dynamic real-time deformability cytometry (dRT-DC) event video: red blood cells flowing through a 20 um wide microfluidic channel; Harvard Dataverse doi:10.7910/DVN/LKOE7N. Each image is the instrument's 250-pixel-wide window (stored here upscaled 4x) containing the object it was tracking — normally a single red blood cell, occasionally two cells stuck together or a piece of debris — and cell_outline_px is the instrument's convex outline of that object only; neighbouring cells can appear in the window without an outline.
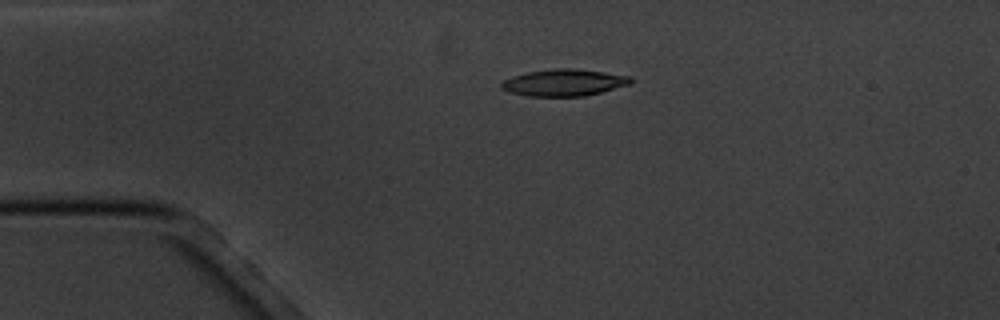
{"species": "common noctule bat (a hibernating species)", "species_latin": "Nyctalus noctula", "temperature_condition": "cold", "stored_images_in_passage": 3, "camera_frame_rate_fps": 3000, "um_per_image_px": 0.085, "animal": {"sex": "male", "body_mass_g": 20.1, "forearm_length_mm": 53.5}, "frame": {"image": 1, "passage_image": 2, "time_ms": 1.333, "image_size_px": [1000, 320], "cell_outline_px": [[632, 80], [628, 84], [600, 92], [584, 96], [528, 96], [508, 92], [500, 88], [500, 84], [504, 80], [512, 76], [528, 72], [556, 68], [576, 68], [632, 76]], "centroid_in_image_um": [47.9, 7.01], "position_along_channel_um": 37.1, "area_um2": 20.11}}